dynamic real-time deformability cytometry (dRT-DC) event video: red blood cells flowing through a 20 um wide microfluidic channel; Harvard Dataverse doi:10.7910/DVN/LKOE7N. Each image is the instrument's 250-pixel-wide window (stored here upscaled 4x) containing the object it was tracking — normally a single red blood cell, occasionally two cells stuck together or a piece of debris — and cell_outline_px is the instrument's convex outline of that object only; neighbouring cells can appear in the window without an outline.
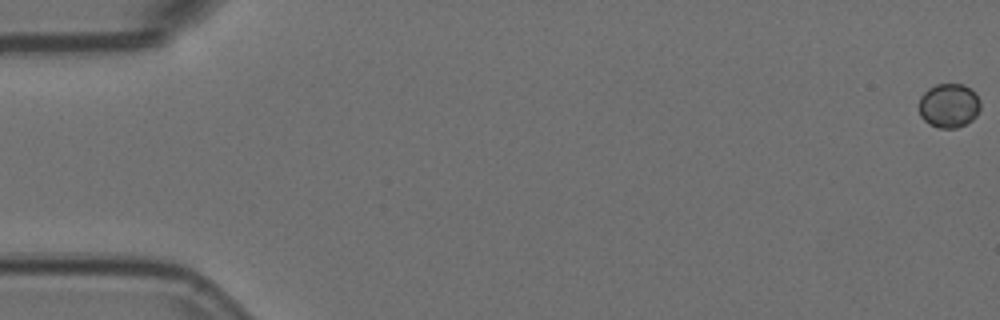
{"species": "Egyptian fruit bat (a non-hibernating species)", "species_latin": "Rousettus aegyptiacus", "temperature_condition": "room temperature", "stored_images_in_passage": 5, "camera_frame_rate_fps": 3000, "um_per_image_px": 0.085, "animal": {"sex": "female"}, "frame": {"image": 1, "passage_image": 1, "time_ms": 0.0, "image_size_px": [1000, 320], "cell_outline_px": [[980, 108], [976, 116], [972, 120], [956, 128], [940, 128], [928, 124], [920, 116], [920, 96], [928, 88], [936, 84], [964, 84], [972, 88], [976, 92], [980, 100]], "centroid_in_image_um": [80.68, 8.96], "position_along_channel_um": 4.3, "area_um2": 16.01}}